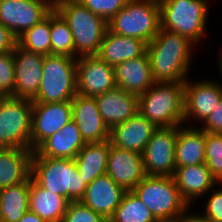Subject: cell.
Masks as SVG:
<instances>
[{"mask_svg": "<svg viewBox=\"0 0 222 222\" xmlns=\"http://www.w3.org/2000/svg\"><path fill=\"white\" fill-rule=\"evenodd\" d=\"M182 198L192 208L200 198H207L209 191L218 184L206 163L178 167L173 176ZM199 198V199H198Z\"/></svg>", "mask_w": 222, "mask_h": 222, "instance_id": "d6986e66", "label": "cell"}, {"mask_svg": "<svg viewBox=\"0 0 222 222\" xmlns=\"http://www.w3.org/2000/svg\"><path fill=\"white\" fill-rule=\"evenodd\" d=\"M178 126L157 128L144 151L143 166L148 176L173 177L176 170V138Z\"/></svg>", "mask_w": 222, "mask_h": 222, "instance_id": "8fae6325", "label": "cell"}, {"mask_svg": "<svg viewBox=\"0 0 222 222\" xmlns=\"http://www.w3.org/2000/svg\"><path fill=\"white\" fill-rule=\"evenodd\" d=\"M161 28L179 33L196 46L207 32L209 0H158Z\"/></svg>", "mask_w": 222, "mask_h": 222, "instance_id": "8992f818", "label": "cell"}, {"mask_svg": "<svg viewBox=\"0 0 222 222\" xmlns=\"http://www.w3.org/2000/svg\"><path fill=\"white\" fill-rule=\"evenodd\" d=\"M221 97L222 80L201 78L194 81L189 77L184 83V124L190 121L188 126L201 125L211 115Z\"/></svg>", "mask_w": 222, "mask_h": 222, "instance_id": "30bf717a", "label": "cell"}, {"mask_svg": "<svg viewBox=\"0 0 222 222\" xmlns=\"http://www.w3.org/2000/svg\"><path fill=\"white\" fill-rule=\"evenodd\" d=\"M18 222H47L34 212L28 210Z\"/></svg>", "mask_w": 222, "mask_h": 222, "instance_id": "ab89813d", "label": "cell"}, {"mask_svg": "<svg viewBox=\"0 0 222 222\" xmlns=\"http://www.w3.org/2000/svg\"><path fill=\"white\" fill-rule=\"evenodd\" d=\"M206 132L199 126H178L176 138V168L205 163Z\"/></svg>", "mask_w": 222, "mask_h": 222, "instance_id": "d4e9b609", "label": "cell"}, {"mask_svg": "<svg viewBox=\"0 0 222 222\" xmlns=\"http://www.w3.org/2000/svg\"><path fill=\"white\" fill-rule=\"evenodd\" d=\"M218 56L219 57L217 59L218 60L217 65H218V68H219L218 71H219V74H220V79L222 80V56L220 54Z\"/></svg>", "mask_w": 222, "mask_h": 222, "instance_id": "b9f144b4", "label": "cell"}, {"mask_svg": "<svg viewBox=\"0 0 222 222\" xmlns=\"http://www.w3.org/2000/svg\"><path fill=\"white\" fill-rule=\"evenodd\" d=\"M93 14L111 20L128 2V0H78Z\"/></svg>", "mask_w": 222, "mask_h": 222, "instance_id": "8d00e7d4", "label": "cell"}, {"mask_svg": "<svg viewBox=\"0 0 222 222\" xmlns=\"http://www.w3.org/2000/svg\"><path fill=\"white\" fill-rule=\"evenodd\" d=\"M205 163L217 182L222 183V134L206 132Z\"/></svg>", "mask_w": 222, "mask_h": 222, "instance_id": "d6a6232c", "label": "cell"}, {"mask_svg": "<svg viewBox=\"0 0 222 222\" xmlns=\"http://www.w3.org/2000/svg\"><path fill=\"white\" fill-rule=\"evenodd\" d=\"M17 42L18 38L13 32L0 23V53L13 52Z\"/></svg>", "mask_w": 222, "mask_h": 222, "instance_id": "f35d334b", "label": "cell"}, {"mask_svg": "<svg viewBox=\"0 0 222 222\" xmlns=\"http://www.w3.org/2000/svg\"><path fill=\"white\" fill-rule=\"evenodd\" d=\"M116 87L138 97L155 83L147 52L142 56L114 66Z\"/></svg>", "mask_w": 222, "mask_h": 222, "instance_id": "7402d4cb", "label": "cell"}, {"mask_svg": "<svg viewBox=\"0 0 222 222\" xmlns=\"http://www.w3.org/2000/svg\"><path fill=\"white\" fill-rule=\"evenodd\" d=\"M158 0H128L108 21V29L121 36L136 38L148 44L161 27Z\"/></svg>", "mask_w": 222, "mask_h": 222, "instance_id": "52a82bcc", "label": "cell"}, {"mask_svg": "<svg viewBox=\"0 0 222 222\" xmlns=\"http://www.w3.org/2000/svg\"><path fill=\"white\" fill-rule=\"evenodd\" d=\"M70 201L41 188L30 177L29 210L47 222H62Z\"/></svg>", "mask_w": 222, "mask_h": 222, "instance_id": "83f0119b", "label": "cell"}, {"mask_svg": "<svg viewBox=\"0 0 222 222\" xmlns=\"http://www.w3.org/2000/svg\"><path fill=\"white\" fill-rule=\"evenodd\" d=\"M131 191L158 222H179L192 210L170 176L146 175Z\"/></svg>", "mask_w": 222, "mask_h": 222, "instance_id": "7a4b0ae2", "label": "cell"}, {"mask_svg": "<svg viewBox=\"0 0 222 222\" xmlns=\"http://www.w3.org/2000/svg\"><path fill=\"white\" fill-rule=\"evenodd\" d=\"M53 8L54 0H0V23L18 38Z\"/></svg>", "mask_w": 222, "mask_h": 222, "instance_id": "7c38bea8", "label": "cell"}, {"mask_svg": "<svg viewBox=\"0 0 222 222\" xmlns=\"http://www.w3.org/2000/svg\"><path fill=\"white\" fill-rule=\"evenodd\" d=\"M51 55L74 57V39L69 24L55 9L51 11Z\"/></svg>", "mask_w": 222, "mask_h": 222, "instance_id": "1f68e13d", "label": "cell"}, {"mask_svg": "<svg viewBox=\"0 0 222 222\" xmlns=\"http://www.w3.org/2000/svg\"><path fill=\"white\" fill-rule=\"evenodd\" d=\"M209 193L208 199H204V210L197 211L196 214L208 222H222V183L216 184Z\"/></svg>", "mask_w": 222, "mask_h": 222, "instance_id": "e575fe53", "label": "cell"}, {"mask_svg": "<svg viewBox=\"0 0 222 222\" xmlns=\"http://www.w3.org/2000/svg\"><path fill=\"white\" fill-rule=\"evenodd\" d=\"M31 149L0 148V189L26 182L31 177Z\"/></svg>", "mask_w": 222, "mask_h": 222, "instance_id": "484cf974", "label": "cell"}, {"mask_svg": "<svg viewBox=\"0 0 222 222\" xmlns=\"http://www.w3.org/2000/svg\"><path fill=\"white\" fill-rule=\"evenodd\" d=\"M31 178L43 189L71 201H80L87 185L81 180L75 161L40 157L33 152Z\"/></svg>", "mask_w": 222, "mask_h": 222, "instance_id": "3957f363", "label": "cell"}, {"mask_svg": "<svg viewBox=\"0 0 222 222\" xmlns=\"http://www.w3.org/2000/svg\"><path fill=\"white\" fill-rule=\"evenodd\" d=\"M15 70V98L33 100L38 92L45 56L21 48L13 51Z\"/></svg>", "mask_w": 222, "mask_h": 222, "instance_id": "9a60e30c", "label": "cell"}, {"mask_svg": "<svg viewBox=\"0 0 222 222\" xmlns=\"http://www.w3.org/2000/svg\"><path fill=\"white\" fill-rule=\"evenodd\" d=\"M15 92L13 52L0 53V97L12 96Z\"/></svg>", "mask_w": 222, "mask_h": 222, "instance_id": "836d02e7", "label": "cell"}, {"mask_svg": "<svg viewBox=\"0 0 222 222\" xmlns=\"http://www.w3.org/2000/svg\"><path fill=\"white\" fill-rule=\"evenodd\" d=\"M77 58L66 55H47L43 76L33 103L71 101L77 94Z\"/></svg>", "mask_w": 222, "mask_h": 222, "instance_id": "ba28073f", "label": "cell"}, {"mask_svg": "<svg viewBox=\"0 0 222 222\" xmlns=\"http://www.w3.org/2000/svg\"><path fill=\"white\" fill-rule=\"evenodd\" d=\"M73 120L71 101L33 103L31 150Z\"/></svg>", "mask_w": 222, "mask_h": 222, "instance_id": "5bb4252c", "label": "cell"}, {"mask_svg": "<svg viewBox=\"0 0 222 222\" xmlns=\"http://www.w3.org/2000/svg\"><path fill=\"white\" fill-rule=\"evenodd\" d=\"M199 127L208 133L222 134V97L211 115Z\"/></svg>", "mask_w": 222, "mask_h": 222, "instance_id": "74e56055", "label": "cell"}, {"mask_svg": "<svg viewBox=\"0 0 222 222\" xmlns=\"http://www.w3.org/2000/svg\"><path fill=\"white\" fill-rule=\"evenodd\" d=\"M125 192L107 174H104L87 185L85 194L80 201L109 220L119 206Z\"/></svg>", "mask_w": 222, "mask_h": 222, "instance_id": "44dd1931", "label": "cell"}, {"mask_svg": "<svg viewBox=\"0 0 222 222\" xmlns=\"http://www.w3.org/2000/svg\"><path fill=\"white\" fill-rule=\"evenodd\" d=\"M30 178L0 189V222H18L29 210Z\"/></svg>", "mask_w": 222, "mask_h": 222, "instance_id": "f1b7e54d", "label": "cell"}, {"mask_svg": "<svg viewBox=\"0 0 222 222\" xmlns=\"http://www.w3.org/2000/svg\"><path fill=\"white\" fill-rule=\"evenodd\" d=\"M146 48L147 44L140 39L117 35L107 29L96 55L107 64L115 66L142 56Z\"/></svg>", "mask_w": 222, "mask_h": 222, "instance_id": "cb8c5ba5", "label": "cell"}, {"mask_svg": "<svg viewBox=\"0 0 222 222\" xmlns=\"http://www.w3.org/2000/svg\"><path fill=\"white\" fill-rule=\"evenodd\" d=\"M84 145L79 128L71 120L61 130L45 139L34 152L40 157L74 160Z\"/></svg>", "mask_w": 222, "mask_h": 222, "instance_id": "603a6c76", "label": "cell"}, {"mask_svg": "<svg viewBox=\"0 0 222 222\" xmlns=\"http://www.w3.org/2000/svg\"><path fill=\"white\" fill-rule=\"evenodd\" d=\"M51 12L18 37L17 44L28 51L44 56L51 55Z\"/></svg>", "mask_w": 222, "mask_h": 222, "instance_id": "f546056e", "label": "cell"}, {"mask_svg": "<svg viewBox=\"0 0 222 222\" xmlns=\"http://www.w3.org/2000/svg\"><path fill=\"white\" fill-rule=\"evenodd\" d=\"M108 222H158L132 191H126Z\"/></svg>", "mask_w": 222, "mask_h": 222, "instance_id": "4dcf8cb0", "label": "cell"}, {"mask_svg": "<svg viewBox=\"0 0 222 222\" xmlns=\"http://www.w3.org/2000/svg\"><path fill=\"white\" fill-rule=\"evenodd\" d=\"M62 222H108V220L81 201H71Z\"/></svg>", "mask_w": 222, "mask_h": 222, "instance_id": "d590c367", "label": "cell"}, {"mask_svg": "<svg viewBox=\"0 0 222 222\" xmlns=\"http://www.w3.org/2000/svg\"><path fill=\"white\" fill-rule=\"evenodd\" d=\"M73 121L85 143L110 140V129L98 110L95 97L76 94L71 100Z\"/></svg>", "mask_w": 222, "mask_h": 222, "instance_id": "2e32d148", "label": "cell"}, {"mask_svg": "<svg viewBox=\"0 0 222 222\" xmlns=\"http://www.w3.org/2000/svg\"><path fill=\"white\" fill-rule=\"evenodd\" d=\"M195 48L186 37L160 27L146 48L154 81L185 82L193 68Z\"/></svg>", "mask_w": 222, "mask_h": 222, "instance_id": "6da1fadb", "label": "cell"}, {"mask_svg": "<svg viewBox=\"0 0 222 222\" xmlns=\"http://www.w3.org/2000/svg\"><path fill=\"white\" fill-rule=\"evenodd\" d=\"M184 83L155 82L138 97L139 112L157 128L183 125Z\"/></svg>", "mask_w": 222, "mask_h": 222, "instance_id": "5b68a950", "label": "cell"}, {"mask_svg": "<svg viewBox=\"0 0 222 222\" xmlns=\"http://www.w3.org/2000/svg\"><path fill=\"white\" fill-rule=\"evenodd\" d=\"M77 93L96 97L116 87L114 66L97 55L79 56L76 61Z\"/></svg>", "mask_w": 222, "mask_h": 222, "instance_id": "4fadbf2b", "label": "cell"}, {"mask_svg": "<svg viewBox=\"0 0 222 222\" xmlns=\"http://www.w3.org/2000/svg\"><path fill=\"white\" fill-rule=\"evenodd\" d=\"M106 174L125 191H131L146 176L142 154L117 148L110 142Z\"/></svg>", "mask_w": 222, "mask_h": 222, "instance_id": "e0dca14e", "label": "cell"}, {"mask_svg": "<svg viewBox=\"0 0 222 222\" xmlns=\"http://www.w3.org/2000/svg\"><path fill=\"white\" fill-rule=\"evenodd\" d=\"M110 140L85 143L74 161L81 180L88 185L97 177L106 174Z\"/></svg>", "mask_w": 222, "mask_h": 222, "instance_id": "4316f807", "label": "cell"}, {"mask_svg": "<svg viewBox=\"0 0 222 222\" xmlns=\"http://www.w3.org/2000/svg\"><path fill=\"white\" fill-rule=\"evenodd\" d=\"M95 100L101 117L110 130L139 112L138 96L119 87L96 96Z\"/></svg>", "mask_w": 222, "mask_h": 222, "instance_id": "ffe728a7", "label": "cell"}, {"mask_svg": "<svg viewBox=\"0 0 222 222\" xmlns=\"http://www.w3.org/2000/svg\"><path fill=\"white\" fill-rule=\"evenodd\" d=\"M179 222H208L200 218L196 212L192 213L191 210L188 212Z\"/></svg>", "mask_w": 222, "mask_h": 222, "instance_id": "60d3db41", "label": "cell"}, {"mask_svg": "<svg viewBox=\"0 0 222 222\" xmlns=\"http://www.w3.org/2000/svg\"><path fill=\"white\" fill-rule=\"evenodd\" d=\"M156 129L157 127L151 121L137 112L127 121L115 125L110 130V142L117 148L142 154Z\"/></svg>", "mask_w": 222, "mask_h": 222, "instance_id": "ac0fdd59", "label": "cell"}, {"mask_svg": "<svg viewBox=\"0 0 222 222\" xmlns=\"http://www.w3.org/2000/svg\"><path fill=\"white\" fill-rule=\"evenodd\" d=\"M33 102L0 97V148L31 149Z\"/></svg>", "mask_w": 222, "mask_h": 222, "instance_id": "9c48e42d", "label": "cell"}, {"mask_svg": "<svg viewBox=\"0 0 222 222\" xmlns=\"http://www.w3.org/2000/svg\"><path fill=\"white\" fill-rule=\"evenodd\" d=\"M54 8L69 24L74 39V58L96 55L108 22L93 14L78 0H54Z\"/></svg>", "mask_w": 222, "mask_h": 222, "instance_id": "277c9868", "label": "cell"}]
</instances>
